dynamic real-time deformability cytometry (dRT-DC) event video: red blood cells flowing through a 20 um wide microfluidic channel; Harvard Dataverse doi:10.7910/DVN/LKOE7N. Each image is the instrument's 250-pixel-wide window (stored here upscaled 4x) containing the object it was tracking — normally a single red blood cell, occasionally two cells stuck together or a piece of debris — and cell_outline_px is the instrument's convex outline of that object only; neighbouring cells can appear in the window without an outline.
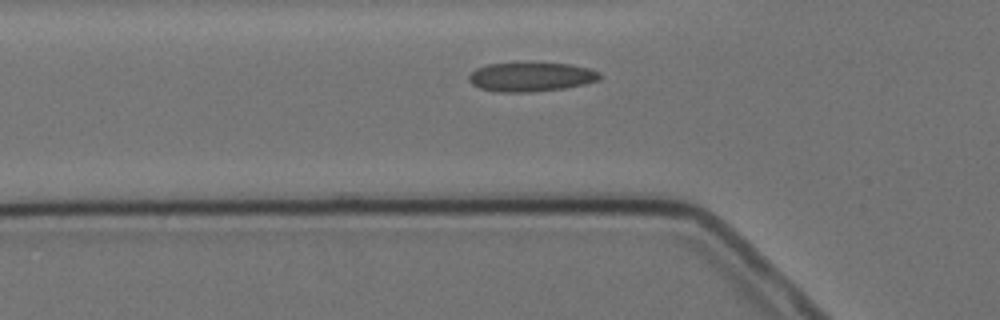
{"species": "Egyptian fruit bat (a non-hibernating species)", "species_latin": "Rousettus aegyptiacus", "temperature_condition": "cold", "stored_images_in_passage": 3, "camera_frame_rate_fps": 3000, "um_per_image_px": 0.085, "animal": {"sex": "female"}, "frame": {"image": 1, "passage_image": 2, "time_ms": 1.333, "image_size_px": [1000, 320], "cell_outline_px": [[600, 76], [596, 80], [584, 84], [564, 88], [532, 92], [500, 92], [480, 88], [472, 84], [468, 80], [468, 76], [476, 68], [488, 64], [572, 64], [588, 68], [600, 72]], "centroid_in_image_um": [45.11, 6.55], "position_along_channel_um": 80.7, "area_um2": 21.79}}
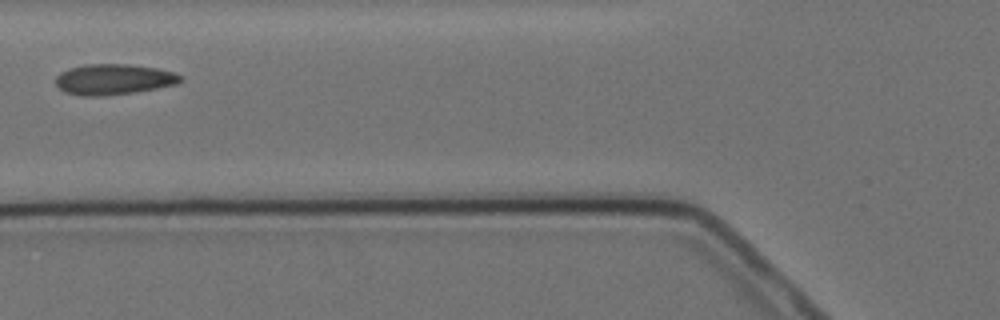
{"frame": {"image": 2, "passage_image": 3, "time_ms": 2.333, "image_size_px": [1000, 320], "cell_outline_px": [[184, 80], [176, 84], [136, 92], [100, 96], [88, 96], [64, 92], [56, 84], [56, 76], [60, 72], [68, 68], [84, 64], [128, 64], [156, 68], [172, 72], [184, 76]], "centroid_in_image_um": [9.66, 6.74], "position_along_channel_um": 116.1, "area_um2": 22.31}}